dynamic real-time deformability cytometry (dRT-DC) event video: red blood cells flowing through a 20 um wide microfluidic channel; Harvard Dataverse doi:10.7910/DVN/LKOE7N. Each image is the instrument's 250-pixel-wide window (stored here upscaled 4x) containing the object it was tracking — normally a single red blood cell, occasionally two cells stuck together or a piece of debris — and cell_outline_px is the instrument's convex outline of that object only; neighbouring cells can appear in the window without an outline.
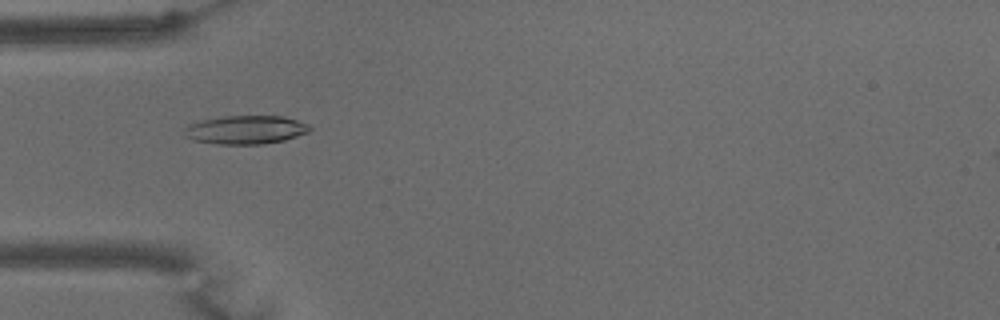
{"species": "common noctule bat (a hibernating species)", "species_latin": "Nyctalus noctula", "temperature_condition": "warm", "stored_images_in_passage": 15, "camera_frame_rate_fps": 3000, "um_per_image_px": 0.085, "animal": {"sex": "male", "body_mass_g": 15.6}, "frame": {"image": 1, "passage_image": 5, "time_ms": 1.333, "image_size_px": [1000, 320], "cell_outline_px": [[312, 128], [308, 132], [284, 140], [264, 144], [216, 144], [192, 140], [184, 136], [184, 128], [188, 124], [220, 116], [284, 116], [308, 124]], "centroid_in_image_um": [20.85, 11.03], "position_along_channel_um": 64.1, "area_um2": 20.92}}
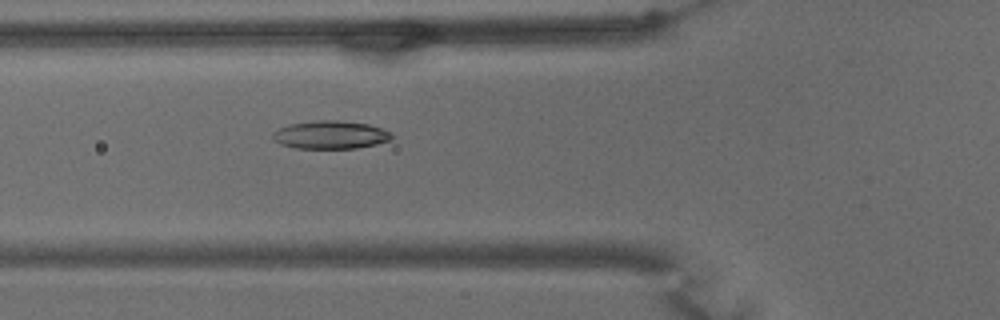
{"frame": {"image": 2, "passage_image": 8, "time_ms": 2.333, "image_size_px": [1000, 320], "cell_outline_px": [[392, 140], [376, 144], [356, 148], [296, 148], [280, 144], [272, 140], [272, 132], [288, 124], [312, 120], [336, 120], [368, 124], [392, 132]], "centroid_in_image_um": [28.06, 11.45], "position_along_channel_um": 97.7, "area_um2": 19.59}}
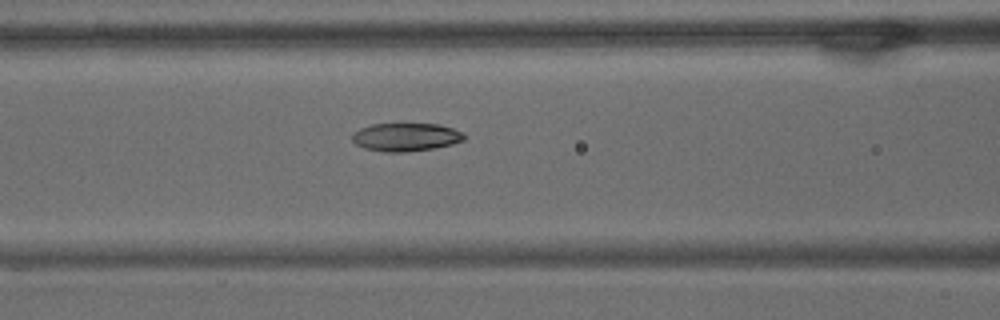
{"frame": {"image": 3, "passage_image": 11, "time_ms": 3.333, "image_size_px": [1000, 320], "cell_outline_px": [[464, 140], [452, 144], [432, 148], [404, 152], [384, 152], [364, 148], [356, 144], [352, 140], [352, 136], [360, 128], [372, 124], [440, 124], [464, 132]], "centroid_in_image_um": [34.5, 11.65], "position_along_channel_um": 132.1, "area_um2": 18.26}}